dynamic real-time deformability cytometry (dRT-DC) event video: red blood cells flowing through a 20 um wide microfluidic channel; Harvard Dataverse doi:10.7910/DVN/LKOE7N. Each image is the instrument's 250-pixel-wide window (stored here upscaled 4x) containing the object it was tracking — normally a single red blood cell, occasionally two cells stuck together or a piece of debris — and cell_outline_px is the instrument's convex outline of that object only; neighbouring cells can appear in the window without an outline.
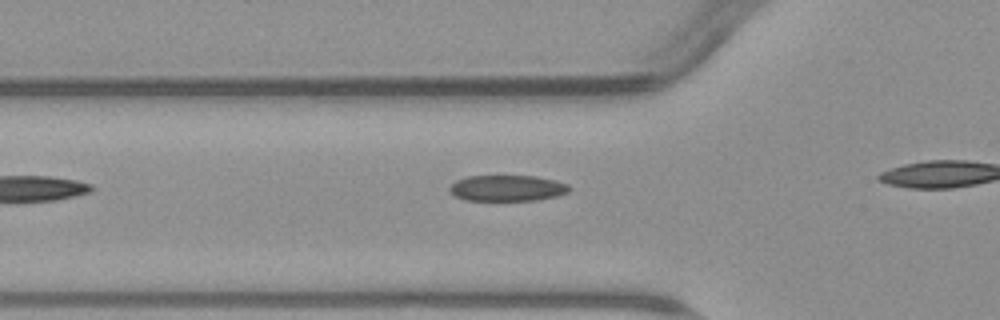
{"species": "common noctule bat (a hibernating species)", "species_latin": "Nyctalus noctula", "temperature_condition": "warm", "stored_images_in_passage": 4, "camera_frame_rate_fps": 3000, "um_per_image_px": 0.085, "animal": {"sex": "male", "body_mass_g": 23.1, "forearm_length_mm": 52.7}, "frame": {"image": 1, "passage_image": 3, "time_ms": 2.333, "image_size_px": [1000, 320], "cell_outline_px": [[572, 188], [568, 192], [556, 196], [536, 200], [464, 200], [456, 196], [448, 188], [456, 180], [468, 176], [536, 176], [556, 180], [568, 184]], "centroid_in_image_um": [43.15, 15.98], "position_along_channel_um": 82.7, "area_um2": 18.09}}